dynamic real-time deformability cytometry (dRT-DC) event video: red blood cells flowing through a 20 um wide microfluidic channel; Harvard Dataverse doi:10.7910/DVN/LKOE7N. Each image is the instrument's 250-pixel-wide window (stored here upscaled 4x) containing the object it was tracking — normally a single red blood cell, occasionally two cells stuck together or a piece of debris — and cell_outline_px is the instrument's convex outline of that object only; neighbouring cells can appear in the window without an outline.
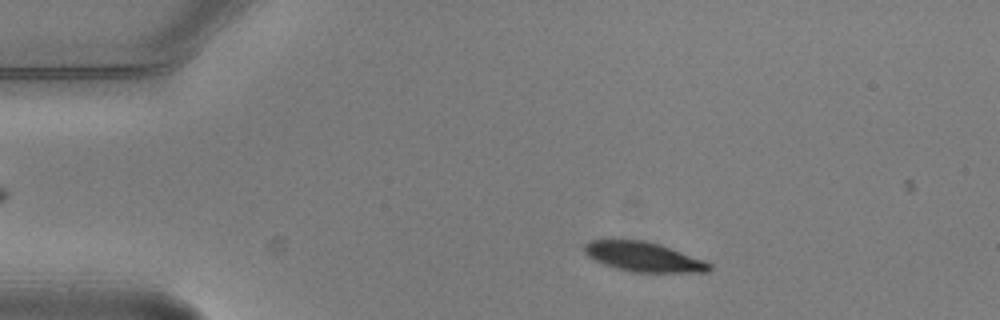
{"species": "common noctule bat (a hibernating species)", "species_latin": "Nyctalus noctula", "temperature_condition": "warm", "stored_images_in_passage": 2, "camera_frame_rate_fps": 3000, "um_per_image_px": 0.085, "animal": {"sex": "male", "body_mass_g": 20.5, "forearm_length_mm": 52.5}, "frame": {"image": 1, "passage_image": 1, "time_ms": 0.0, "image_size_px": [1000, 320], "cell_outline_px": [[712, 268], [708, 272], [632, 272], [616, 268], [604, 264], [588, 256], [584, 252], [584, 244], [588, 240], [644, 240], [660, 244], [704, 260], [712, 264]], "centroid_in_image_um": [54.71, 21.83], "position_along_channel_um": 30.3, "area_um2": 21.5}}